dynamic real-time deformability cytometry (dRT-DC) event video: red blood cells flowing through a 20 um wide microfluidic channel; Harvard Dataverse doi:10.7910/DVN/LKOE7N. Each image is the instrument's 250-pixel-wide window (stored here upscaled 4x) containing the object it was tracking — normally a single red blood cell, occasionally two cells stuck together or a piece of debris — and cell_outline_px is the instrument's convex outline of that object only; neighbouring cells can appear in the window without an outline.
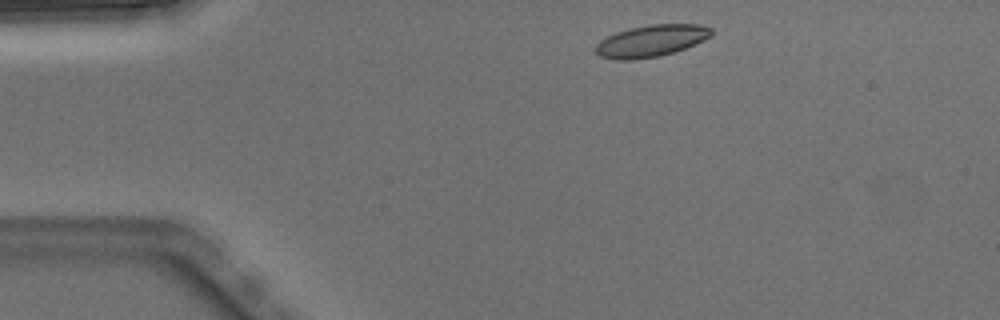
{"species": "Egyptian fruit bat (a non-hibernating species)", "species_latin": "Rousettus aegyptiacus", "temperature_condition": "warm", "stored_images_in_passage": 2, "camera_frame_rate_fps": 3000, "um_per_image_px": 0.085, "animal": {"sex": "male"}, "frame": {"image": 1, "passage_image": 1, "time_ms": 0.0, "image_size_px": [1000, 320], "cell_outline_px": [[712, 36], [696, 44], [660, 56], [632, 60], [616, 60], [600, 56], [596, 52], [596, 44], [600, 40], [616, 32], [632, 28], [652, 24], [700, 24], [712, 28]], "centroid_in_image_um": [55.37, 3.47], "position_along_channel_um": 29.6, "area_um2": 21.39}}